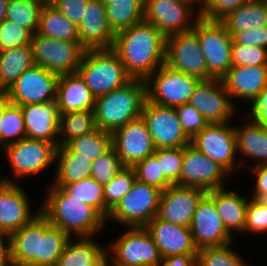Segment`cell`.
Here are the masks:
<instances>
[{
	"label": "cell",
	"mask_w": 267,
	"mask_h": 266,
	"mask_svg": "<svg viewBox=\"0 0 267 266\" xmlns=\"http://www.w3.org/2000/svg\"><path fill=\"white\" fill-rule=\"evenodd\" d=\"M193 31L197 34L206 59L209 79H222L232 67V36L221 21L199 17Z\"/></svg>",
	"instance_id": "6"
},
{
	"label": "cell",
	"mask_w": 267,
	"mask_h": 266,
	"mask_svg": "<svg viewBox=\"0 0 267 266\" xmlns=\"http://www.w3.org/2000/svg\"><path fill=\"white\" fill-rule=\"evenodd\" d=\"M78 36L85 50L109 49L113 47L115 34L109 26L105 4L100 0H89L84 18L78 26Z\"/></svg>",
	"instance_id": "22"
},
{
	"label": "cell",
	"mask_w": 267,
	"mask_h": 266,
	"mask_svg": "<svg viewBox=\"0 0 267 266\" xmlns=\"http://www.w3.org/2000/svg\"><path fill=\"white\" fill-rule=\"evenodd\" d=\"M96 129L94 111H77L60 116L59 146ZM62 136V137H61Z\"/></svg>",
	"instance_id": "40"
},
{
	"label": "cell",
	"mask_w": 267,
	"mask_h": 266,
	"mask_svg": "<svg viewBox=\"0 0 267 266\" xmlns=\"http://www.w3.org/2000/svg\"><path fill=\"white\" fill-rule=\"evenodd\" d=\"M136 180L133 167L125 166L115 177L104 185V204L106 206V219L109 213L117 206L120 200L130 191Z\"/></svg>",
	"instance_id": "42"
},
{
	"label": "cell",
	"mask_w": 267,
	"mask_h": 266,
	"mask_svg": "<svg viewBox=\"0 0 267 266\" xmlns=\"http://www.w3.org/2000/svg\"><path fill=\"white\" fill-rule=\"evenodd\" d=\"M201 80L163 64L146 80L147 100L176 108L189 102Z\"/></svg>",
	"instance_id": "8"
},
{
	"label": "cell",
	"mask_w": 267,
	"mask_h": 266,
	"mask_svg": "<svg viewBox=\"0 0 267 266\" xmlns=\"http://www.w3.org/2000/svg\"><path fill=\"white\" fill-rule=\"evenodd\" d=\"M43 1L50 4V0H43Z\"/></svg>",
	"instance_id": "63"
},
{
	"label": "cell",
	"mask_w": 267,
	"mask_h": 266,
	"mask_svg": "<svg viewBox=\"0 0 267 266\" xmlns=\"http://www.w3.org/2000/svg\"><path fill=\"white\" fill-rule=\"evenodd\" d=\"M32 34L15 22L3 20L0 23V52L30 45Z\"/></svg>",
	"instance_id": "47"
},
{
	"label": "cell",
	"mask_w": 267,
	"mask_h": 266,
	"mask_svg": "<svg viewBox=\"0 0 267 266\" xmlns=\"http://www.w3.org/2000/svg\"><path fill=\"white\" fill-rule=\"evenodd\" d=\"M65 145L78 156L94 161L112 148V133L96 128L91 133L71 139Z\"/></svg>",
	"instance_id": "37"
},
{
	"label": "cell",
	"mask_w": 267,
	"mask_h": 266,
	"mask_svg": "<svg viewBox=\"0 0 267 266\" xmlns=\"http://www.w3.org/2000/svg\"><path fill=\"white\" fill-rule=\"evenodd\" d=\"M11 102L8 99L6 92H0V121L2 120L4 109L10 104ZM1 123V122H0Z\"/></svg>",
	"instance_id": "58"
},
{
	"label": "cell",
	"mask_w": 267,
	"mask_h": 266,
	"mask_svg": "<svg viewBox=\"0 0 267 266\" xmlns=\"http://www.w3.org/2000/svg\"><path fill=\"white\" fill-rule=\"evenodd\" d=\"M103 4H105V3H107V2H109V1H111V0H100Z\"/></svg>",
	"instance_id": "62"
},
{
	"label": "cell",
	"mask_w": 267,
	"mask_h": 266,
	"mask_svg": "<svg viewBox=\"0 0 267 266\" xmlns=\"http://www.w3.org/2000/svg\"><path fill=\"white\" fill-rule=\"evenodd\" d=\"M251 111L247 118L267 126V88H265L251 103Z\"/></svg>",
	"instance_id": "54"
},
{
	"label": "cell",
	"mask_w": 267,
	"mask_h": 266,
	"mask_svg": "<svg viewBox=\"0 0 267 266\" xmlns=\"http://www.w3.org/2000/svg\"><path fill=\"white\" fill-rule=\"evenodd\" d=\"M206 195L214 202L226 230L231 235L232 231L243 233L249 198L240 196L235 191L225 190L224 187L208 191Z\"/></svg>",
	"instance_id": "27"
},
{
	"label": "cell",
	"mask_w": 267,
	"mask_h": 266,
	"mask_svg": "<svg viewBox=\"0 0 267 266\" xmlns=\"http://www.w3.org/2000/svg\"><path fill=\"white\" fill-rule=\"evenodd\" d=\"M69 239L40 212V256H37V266H56Z\"/></svg>",
	"instance_id": "34"
},
{
	"label": "cell",
	"mask_w": 267,
	"mask_h": 266,
	"mask_svg": "<svg viewBox=\"0 0 267 266\" xmlns=\"http://www.w3.org/2000/svg\"><path fill=\"white\" fill-rule=\"evenodd\" d=\"M43 0H9L6 20L15 22L27 29L32 35L38 32Z\"/></svg>",
	"instance_id": "38"
},
{
	"label": "cell",
	"mask_w": 267,
	"mask_h": 266,
	"mask_svg": "<svg viewBox=\"0 0 267 266\" xmlns=\"http://www.w3.org/2000/svg\"><path fill=\"white\" fill-rule=\"evenodd\" d=\"M38 33L57 40L79 42L78 27L49 3L41 10Z\"/></svg>",
	"instance_id": "35"
},
{
	"label": "cell",
	"mask_w": 267,
	"mask_h": 266,
	"mask_svg": "<svg viewBox=\"0 0 267 266\" xmlns=\"http://www.w3.org/2000/svg\"><path fill=\"white\" fill-rule=\"evenodd\" d=\"M9 0H0V23L6 19V11Z\"/></svg>",
	"instance_id": "59"
},
{
	"label": "cell",
	"mask_w": 267,
	"mask_h": 266,
	"mask_svg": "<svg viewBox=\"0 0 267 266\" xmlns=\"http://www.w3.org/2000/svg\"><path fill=\"white\" fill-rule=\"evenodd\" d=\"M165 64L200 80H208L206 59L193 30L166 37Z\"/></svg>",
	"instance_id": "12"
},
{
	"label": "cell",
	"mask_w": 267,
	"mask_h": 266,
	"mask_svg": "<svg viewBox=\"0 0 267 266\" xmlns=\"http://www.w3.org/2000/svg\"><path fill=\"white\" fill-rule=\"evenodd\" d=\"M146 100V83L141 79H132L125 86L95 98L96 128L113 133L141 118Z\"/></svg>",
	"instance_id": "3"
},
{
	"label": "cell",
	"mask_w": 267,
	"mask_h": 266,
	"mask_svg": "<svg viewBox=\"0 0 267 266\" xmlns=\"http://www.w3.org/2000/svg\"><path fill=\"white\" fill-rule=\"evenodd\" d=\"M49 188L40 211L52 226L70 238L74 235L93 237L104 228L106 219L95 208L71 198L61 187L51 185Z\"/></svg>",
	"instance_id": "2"
},
{
	"label": "cell",
	"mask_w": 267,
	"mask_h": 266,
	"mask_svg": "<svg viewBox=\"0 0 267 266\" xmlns=\"http://www.w3.org/2000/svg\"><path fill=\"white\" fill-rule=\"evenodd\" d=\"M89 0H54L51 4L77 27L84 18Z\"/></svg>",
	"instance_id": "52"
},
{
	"label": "cell",
	"mask_w": 267,
	"mask_h": 266,
	"mask_svg": "<svg viewBox=\"0 0 267 266\" xmlns=\"http://www.w3.org/2000/svg\"><path fill=\"white\" fill-rule=\"evenodd\" d=\"M206 193L196 187L171 185L161 193L157 217L175 225L190 227L197 205Z\"/></svg>",
	"instance_id": "21"
},
{
	"label": "cell",
	"mask_w": 267,
	"mask_h": 266,
	"mask_svg": "<svg viewBox=\"0 0 267 266\" xmlns=\"http://www.w3.org/2000/svg\"><path fill=\"white\" fill-rule=\"evenodd\" d=\"M189 1H191L193 4H195L196 7L198 6V8L201 6V3L203 2V0H189Z\"/></svg>",
	"instance_id": "61"
},
{
	"label": "cell",
	"mask_w": 267,
	"mask_h": 266,
	"mask_svg": "<svg viewBox=\"0 0 267 266\" xmlns=\"http://www.w3.org/2000/svg\"><path fill=\"white\" fill-rule=\"evenodd\" d=\"M125 167L112 147L104 155L92 161L91 177L101 185L109 183Z\"/></svg>",
	"instance_id": "46"
},
{
	"label": "cell",
	"mask_w": 267,
	"mask_h": 266,
	"mask_svg": "<svg viewBox=\"0 0 267 266\" xmlns=\"http://www.w3.org/2000/svg\"><path fill=\"white\" fill-rule=\"evenodd\" d=\"M127 229L107 248L108 266H158L163 258L146 228Z\"/></svg>",
	"instance_id": "5"
},
{
	"label": "cell",
	"mask_w": 267,
	"mask_h": 266,
	"mask_svg": "<svg viewBox=\"0 0 267 266\" xmlns=\"http://www.w3.org/2000/svg\"><path fill=\"white\" fill-rule=\"evenodd\" d=\"M17 183L8 176L0 179V230L9 235L28 224L41 212L40 209H30L32 205L27 193Z\"/></svg>",
	"instance_id": "18"
},
{
	"label": "cell",
	"mask_w": 267,
	"mask_h": 266,
	"mask_svg": "<svg viewBox=\"0 0 267 266\" xmlns=\"http://www.w3.org/2000/svg\"><path fill=\"white\" fill-rule=\"evenodd\" d=\"M230 246L232 244L198 250L195 266H246L242 256Z\"/></svg>",
	"instance_id": "43"
},
{
	"label": "cell",
	"mask_w": 267,
	"mask_h": 266,
	"mask_svg": "<svg viewBox=\"0 0 267 266\" xmlns=\"http://www.w3.org/2000/svg\"><path fill=\"white\" fill-rule=\"evenodd\" d=\"M190 231L198 250L222 247L232 244L234 240L221 221L214 202L207 195L197 205Z\"/></svg>",
	"instance_id": "20"
},
{
	"label": "cell",
	"mask_w": 267,
	"mask_h": 266,
	"mask_svg": "<svg viewBox=\"0 0 267 266\" xmlns=\"http://www.w3.org/2000/svg\"><path fill=\"white\" fill-rule=\"evenodd\" d=\"M231 36L245 30L267 26V2L248 0L221 21Z\"/></svg>",
	"instance_id": "33"
},
{
	"label": "cell",
	"mask_w": 267,
	"mask_h": 266,
	"mask_svg": "<svg viewBox=\"0 0 267 266\" xmlns=\"http://www.w3.org/2000/svg\"><path fill=\"white\" fill-rule=\"evenodd\" d=\"M250 198H254L258 203L267 207V194H253Z\"/></svg>",
	"instance_id": "60"
},
{
	"label": "cell",
	"mask_w": 267,
	"mask_h": 266,
	"mask_svg": "<svg viewBox=\"0 0 267 266\" xmlns=\"http://www.w3.org/2000/svg\"><path fill=\"white\" fill-rule=\"evenodd\" d=\"M190 144L229 174L235 170L238 154L234 125L231 126L230 122L208 123L191 139Z\"/></svg>",
	"instance_id": "13"
},
{
	"label": "cell",
	"mask_w": 267,
	"mask_h": 266,
	"mask_svg": "<svg viewBox=\"0 0 267 266\" xmlns=\"http://www.w3.org/2000/svg\"><path fill=\"white\" fill-rule=\"evenodd\" d=\"M232 44L258 46L267 49V26L235 33Z\"/></svg>",
	"instance_id": "53"
},
{
	"label": "cell",
	"mask_w": 267,
	"mask_h": 266,
	"mask_svg": "<svg viewBox=\"0 0 267 266\" xmlns=\"http://www.w3.org/2000/svg\"><path fill=\"white\" fill-rule=\"evenodd\" d=\"M92 237L70 238L56 266H108L107 247Z\"/></svg>",
	"instance_id": "28"
},
{
	"label": "cell",
	"mask_w": 267,
	"mask_h": 266,
	"mask_svg": "<svg viewBox=\"0 0 267 266\" xmlns=\"http://www.w3.org/2000/svg\"><path fill=\"white\" fill-rule=\"evenodd\" d=\"M136 179L164 191L173 185L161 172L158 158L153 154L133 166Z\"/></svg>",
	"instance_id": "44"
},
{
	"label": "cell",
	"mask_w": 267,
	"mask_h": 266,
	"mask_svg": "<svg viewBox=\"0 0 267 266\" xmlns=\"http://www.w3.org/2000/svg\"><path fill=\"white\" fill-rule=\"evenodd\" d=\"M220 79L201 80L190 97L195 107L208 123L229 122L236 114V105Z\"/></svg>",
	"instance_id": "17"
},
{
	"label": "cell",
	"mask_w": 267,
	"mask_h": 266,
	"mask_svg": "<svg viewBox=\"0 0 267 266\" xmlns=\"http://www.w3.org/2000/svg\"><path fill=\"white\" fill-rule=\"evenodd\" d=\"M154 155L158 158L161 172L173 184L179 185L184 147L158 148Z\"/></svg>",
	"instance_id": "45"
},
{
	"label": "cell",
	"mask_w": 267,
	"mask_h": 266,
	"mask_svg": "<svg viewBox=\"0 0 267 266\" xmlns=\"http://www.w3.org/2000/svg\"><path fill=\"white\" fill-rule=\"evenodd\" d=\"M175 110L184 133L190 139L208 124L203 115L189 103L176 107Z\"/></svg>",
	"instance_id": "50"
},
{
	"label": "cell",
	"mask_w": 267,
	"mask_h": 266,
	"mask_svg": "<svg viewBox=\"0 0 267 266\" xmlns=\"http://www.w3.org/2000/svg\"><path fill=\"white\" fill-rule=\"evenodd\" d=\"M13 266H37L40 256V212L10 235Z\"/></svg>",
	"instance_id": "29"
},
{
	"label": "cell",
	"mask_w": 267,
	"mask_h": 266,
	"mask_svg": "<svg viewBox=\"0 0 267 266\" xmlns=\"http://www.w3.org/2000/svg\"><path fill=\"white\" fill-rule=\"evenodd\" d=\"M33 65L31 44L0 52V92L8 91Z\"/></svg>",
	"instance_id": "32"
},
{
	"label": "cell",
	"mask_w": 267,
	"mask_h": 266,
	"mask_svg": "<svg viewBox=\"0 0 267 266\" xmlns=\"http://www.w3.org/2000/svg\"><path fill=\"white\" fill-rule=\"evenodd\" d=\"M55 161L57 169L53 186L62 187L91 176L92 161L71 151L66 145L59 146Z\"/></svg>",
	"instance_id": "31"
},
{
	"label": "cell",
	"mask_w": 267,
	"mask_h": 266,
	"mask_svg": "<svg viewBox=\"0 0 267 266\" xmlns=\"http://www.w3.org/2000/svg\"><path fill=\"white\" fill-rule=\"evenodd\" d=\"M249 168L253 169V172L255 171V174H257L252 194H267V165H258Z\"/></svg>",
	"instance_id": "56"
},
{
	"label": "cell",
	"mask_w": 267,
	"mask_h": 266,
	"mask_svg": "<svg viewBox=\"0 0 267 266\" xmlns=\"http://www.w3.org/2000/svg\"><path fill=\"white\" fill-rule=\"evenodd\" d=\"M112 49L132 79L146 80L165 64L166 37L146 21L115 35Z\"/></svg>",
	"instance_id": "1"
},
{
	"label": "cell",
	"mask_w": 267,
	"mask_h": 266,
	"mask_svg": "<svg viewBox=\"0 0 267 266\" xmlns=\"http://www.w3.org/2000/svg\"><path fill=\"white\" fill-rule=\"evenodd\" d=\"M26 138L44 140L59 147L60 115L56 101L21 106Z\"/></svg>",
	"instance_id": "24"
},
{
	"label": "cell",
	"mask_w": 267,
	"mask_h": 266,
	"mask_svg": "<svg viewBox=\"0 0 267 266\" xmlns=\"http://www.w3.org/2000/svg\"><path fill=\"white\" fill-rule=\"evenodd\" d=\"M232 66H267V49L241 44L231 45Z\"/></svg>",
	"instance_id": "48"
},
{
	"label": "cell",
	"mask_w": 267,
	"mask_h": 266,
	"mask_svg": "<svg viewBox=\"0 0 267 266\" xmlns=\"http://www.w3.org/2000/svg\"><path fill=\"white\" fill-rule=\"evenodd\" d=\"M267 233V207L249 198L246 209V224L244 232Z\"/></svg>",
	"instance_id": "51"
},
{
	"label": "cell",
	"mask_w": 267,
	"mask_h": 266,
	"mask_svg": "<svg viewBox=\"0 0 267 266\" xmlns=\"http://www.w3.org/2000/svg\"><path fill=\"white\" fill-rule=\"evenodd\" d=\"M0 266H13L10 235L0 230Z\"/></svg>",
	"instance_id": "55"
},
{
	"label": "cell",
	"mask_w": 267,
	"mask_h": 266,
	"mask_svg": "<svg viewBox=\"0 0 267 266\" xmlns=\"http://www.w3.org/2000/svg\"><path fill=\"white\" fill-rule=\"evenodd\" d=\"M77 72L95 98L121 88L132 80L112 48L86 50Z\"/></svg>",
	"instance_id": "4"
},
{
	"label": "cell",
	"mask_w": 267,
	"mask_h": 266,
	"mask_svg": "<svg viewBox=\"0 0 267 266\" xmlns=\"http://www.w3.org/2000/svg\"><path fill=\"white\" fill-rule=\"evenodd\" d=\"M105 9L115 35L144 21V0H111L105 3Z\"/></svg>",
	"instance_id": "36"
},
{
	"label": "cell",
	"mask_w": 267,
	"mask_h": 266,
	"mask_svg": "<svg viewBox=\"0 0 267 266\" xmlns=\"http://www.w3.org/2000/svg\"><path fill=\"white\" fill-rule=\"evenodd\" d=\"M34 64L57 75L78 71L84 52L80 42H69L43 36L38 32L31 36Z\"/></svg>",
	"instance_id": "9"
},
{
	"label": "cell",
	"mask_w": 267,
	"mask_h": 266,
	"mask_svg": "<svg viewBox=\"0 0 267 266\" xmlns=\"http://www.w3.org/2000/svg\"><path fill=\"white\" fill-rule=\"evenodd\" d=\"M226 176L229 173L222 166L191 144L184 147L179 186L196 187L208 192L223 188Z\"/></svg>",
	"instance_id": "16"
},
{
	"label": "cell",
	"mask_w": 267,
	"mask_h": 266,
	"mask_svg": "<svg viewBox=\"0 0 267 266\" xmlns=\"http://www.w3.org/2000/svg\"><path fill=\"white\" fill-rule=\"evenodd\" d=\"M141 117L146 122L156 149L190 144L191 139L184 133L175 108L146 100Z\"/></svg>",
	"instance_id": "15"
},
{
	"label": "cell",
	"mask_w": 267,
	"mask_h": 266,
	"mask_svg": "<svg viewBox=\"0 0 267 266\" xmlns=\"http://www.w3.org/2000/svg\"><path fill=\"white\" fill-rule=\"evenodd\" d=\"M196 255H172L164 258L158 266H195Z\"/></svg>",
	"instance_id": "57"
},
{
	"label": "cell",
	"mask_w": 267,
	"mask_h": 266,
	"mask_svg": "<svg viewBox=\"0 0 267 266\" xmlns=\"http://www.w3.org/2000/svg\"><path fill=\"white\" fill-rule=\"evenodd\" d=\"M221 80L231 99L251 103L267 88V66H232Z\"/></svg>",
	"instance_id": "25"
},
{
	"label": "cell",
	"mask_w": 267,
	"mask_h": 266,
	"mask_svg": "<svg viewBox=\"0 0 267 266\" xmlns=\"http://www.w3.org/2000/svg\"><path fill=\"white\" fill-rule=\"evenodd\" d=\"M71 198L78 199L95 208L106 219L104 186L91 176L61 187Z\"/></svg>",
	"instance_id": "39"
},
{
	"label": "cell",
	"mask_w": 267,
	"mask_h": 266,
	"mask_svg": "<svg viewBox=\"0 0 267 266\" xmlns=\"http://www.w3.org/2000/svg\"><path fill=\"white\" fill-rule=\"evenodd\" d=\"M112 147L122 164L128 167H133L156 151L146 122L142 117L115 130L112 133Z\"/></svg>",
	"instance_id": "19"
},
{
	"label": "cell",
	"mask_w": 267,
	"mask_h": 266,
	"mask_svg": "<svg viewBox=\"0 0 267 266\" xmlns=\"http://www.w3.org/2000/svg\"><path fill=\"white\" fill-rule=\"evenodd\" d=\"M161 193L157 187L136 179L106 221L114 220L126 227H145L157 216Z\"/></svg>",
	"instance_id": "7"
},
{
	"label": "cell",
	"mask_w": 267,
	"mask_h": 266,
	"mask_svg": "<svg viewBox=\"0 0 267 266\" xmlns=\"http://www.w3.org/2000/svg\"><path fill=\"white\" fill-rule=\"evenodd\" d=\"M56 103L59 115L77 111H94L95 97L78 72L60 75Z\"/></svg>",
	"instance_id": "26"
},
{
	"label": "cell",
	"mask_w": 267,
	"mask_h": 266,
	"mask_svg": "<svg viewBox=\"0 0 267 266\" xmlns=\"http://www.w3.org/2000/svg\"><path fill=\"white\" fill-rule=\"evenodd\" d=\"M248 0H203L198 12L201 18L209 21H222Z\"/></svg>",
	"instance_id": "49"
},
{
	"label": "cell",
	"mask_w": 267,
	"mask_h": 266,
	"mask_svg": "<svg viewBox=\"0 0 267 266\" xmlns=\"http://www.w3.org/2000/svg\"><path fill=\"white\" fill-rule=\"evenodd\" d=\"M248 119L243 126H234L237 153L255 160L254 167L267 165V126L246 117Z\"/></svg>",
	"instance_id": "30"
},
{
	"label": "cell",
	"mask_w": 267,
	"mask_h": 266,
	"mask_svg": "<svg viewBox=\"0 0 267 266\" xmlns=\"http://www.w3.org/2000/svg\"><path fill=\"white\" fill-rule=\"evenodd\" d=\"M0 147L26 138V130L21 106L10 103L3 112L0 121Z\"/></svg>",
	"instance_id": "41"
},
{
	"label": "cell",
	"mask_w": 267,
	"mask_h": 266,
	"mask_svg": "<svg viewBox=\"0 0 267 266\" xmlns=\"http://www.w3.org/2000/svg\"><path fill=\"white\" fill-rule=\"evenodd\" d=\"M194 7L189 0H144V21L153 24L165 37L188 32L200 17Z\"/></svg>",
	"instance_id": "10"
},
{
	"label": "cell",
	"mask_w": 267,
	"mask_h": 266,
	"mask_svg": "<svg viewBox=\"0 0 267 266\" xmlns=\"http://www.w3.org/2000/svg\"><path fill=\"white\" fill-rule=\"evenodd\" d=\"M3 149L15 179L38 175L56 162L57 147L44 140L23 138Z\"/></svg>",
	"instance_id": "11"
},
{
	"label": "cell",
	"mask_w": 267,
	"mask_h": 266,
	"mask_svg": "<svg viewBox=\"0 0 267 266\" xmlns=\"http://www.w3.org/2000/svg\"><path fill=\"white\" fill-rule=\"evenodd\" d=\"M58 79L59 75L34 64L6 94L9 101L18 106L56 101Z\"/></svg>",
	"instance_id": "14"
},
{
	"label": "cell",
	"mask_w": 267,
	"mask_h": 266,
	"mask_svg": "<svg viewBox=\"0 0 267 266\" xmlns=\"http://www.w3.org/2000/svg\"><path fill=\"white\" fill-rule=\"evenodd\" d=\"M162 258L172 255H197L190 227H183L159 219L157 216L146 226Z\"/></svg>",
	"instance_id": "23"
}]
</instances>
